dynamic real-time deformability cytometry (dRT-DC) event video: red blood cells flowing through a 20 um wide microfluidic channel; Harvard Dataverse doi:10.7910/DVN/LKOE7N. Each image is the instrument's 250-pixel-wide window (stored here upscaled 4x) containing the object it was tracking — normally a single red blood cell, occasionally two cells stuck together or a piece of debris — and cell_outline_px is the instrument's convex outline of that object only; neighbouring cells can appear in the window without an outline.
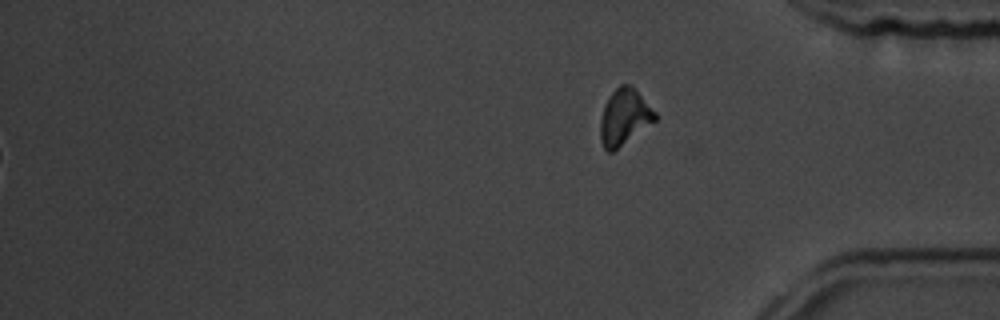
{"species": "common noctule bat (a hibernating species)", "species_latin": "Nyctalus noctula", "temperature_condition": "room temperature", "stored_images_in_passage": 59, "segment_of_instrument_passage": [2, 2], "camera_frame_rate_fps": 3000, "um_per_image_px": 0.085, "animal": {"sex": "male", "body_mass_g": 19.5, "forearm_length_mm": 54.6}, "frame": {"image": 1, "passage_image": 59, "time_ms": 19.333, "image_size_px": [1000, 320], "cell_outline_px": [[656, 120], [612, 152], [608, 152], [604, 148], [600, 140], [600, 120], [604, 104], [612, 92], [620, 84], [632, 84], [656, 112]], "centroid_in_image_um": [53.06, 9.92], "position_along_channel_um": 382.1, "area_um2": 17.86}}